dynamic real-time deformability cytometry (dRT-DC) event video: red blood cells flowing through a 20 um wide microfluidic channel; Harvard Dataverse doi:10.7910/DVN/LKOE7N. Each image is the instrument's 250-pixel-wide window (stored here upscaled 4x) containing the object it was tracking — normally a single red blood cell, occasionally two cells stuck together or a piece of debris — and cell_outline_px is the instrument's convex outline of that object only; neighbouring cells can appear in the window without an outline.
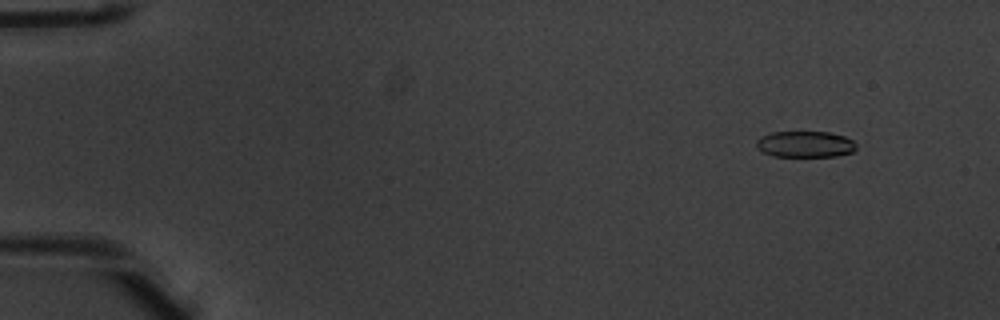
{"species": "common noctule bat (a hibernating species)", "species_latin": "Nyctalus noctula", "temperature_condition": "warm", "stored_images_in_passage": 52, "camera_frame_rate_fps": 3000, "um_per_image_px": 0.085, "animal": {"sex": "male", "body_mass_g": 20.1, "forearm_length_mm": 53.5}, "frame": {"image": 1, "passage_image": 5, "time_ms": 1.333, "image_size_px": [1000, 320], "cell_outline_px": [[856, 148], [852, 152], [836, 156], [772, 156], [756, 148], [756, 140], [760, 136], [772, 132], [828, 132], [844, 136], [852, 140], [856, 144]], "centroid_in_image_um": [68.41, 12.25], "position_along_channel_um": 16.6, "area_um2": 15.26}}
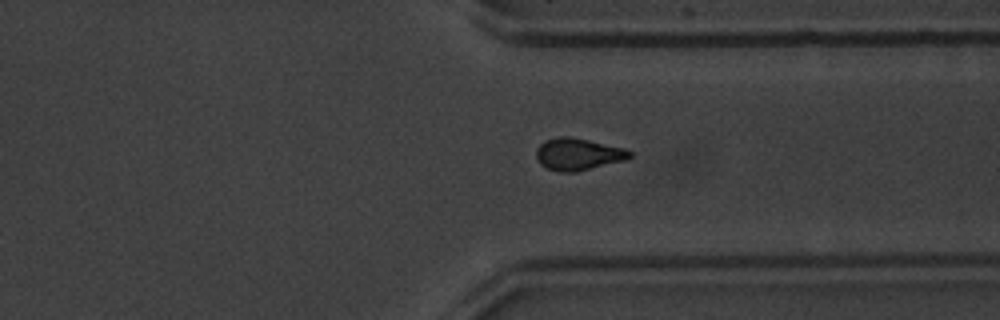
{"frame": {"image": 2, "passage_image": 40, "time_ms": 13.0, "image_size_px": [1000, 320], "cell_outline_px": [[632, 156], [628, 160], [576, 172], [560, 172], [548, 168], [540, 164], [536, 156], [536, 148], [544, 140], [560, 136], [568, 136], [588, 140], [624, 148], [632, 152]], "centroid_in_image_um": [49.15, 13.11], "position_along_channel_um": 362.3, "area_um2": 17.57}}
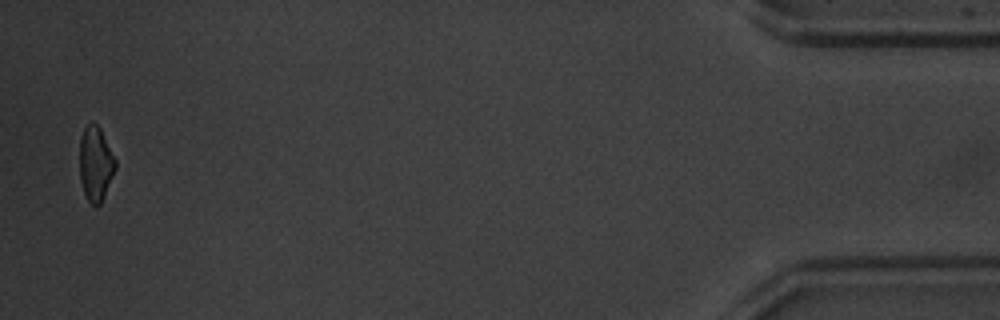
{"frame": {"image": 3, "passage_image": 51, "time_ms": 16.667, "image_size_px": [1000, 320], "cell_outline_px": [[116, 168], [104, 196], [100, 204], [92, 204], [88, 200], [84, 192], [80, 180], [80, 136], [84, 128], [92, 120], [100, 128], [116, 160]], "centroid_in_image_um": [8.12, 13.88], "position_along_channel_um": 427.1, "area_um2": 15.43}, "authors_computed_cell_mechanics": {"area_um2": 16.8198, "velocity_mm_per_s": 3.9823, "shape_relaxation_time_tau1_ms": 4.0603, "shape_relaxation_time_tau2_ms": 2.185, "deformation_change_tau1": 0.1178, "deformation_change_tau2": 0.0788}}